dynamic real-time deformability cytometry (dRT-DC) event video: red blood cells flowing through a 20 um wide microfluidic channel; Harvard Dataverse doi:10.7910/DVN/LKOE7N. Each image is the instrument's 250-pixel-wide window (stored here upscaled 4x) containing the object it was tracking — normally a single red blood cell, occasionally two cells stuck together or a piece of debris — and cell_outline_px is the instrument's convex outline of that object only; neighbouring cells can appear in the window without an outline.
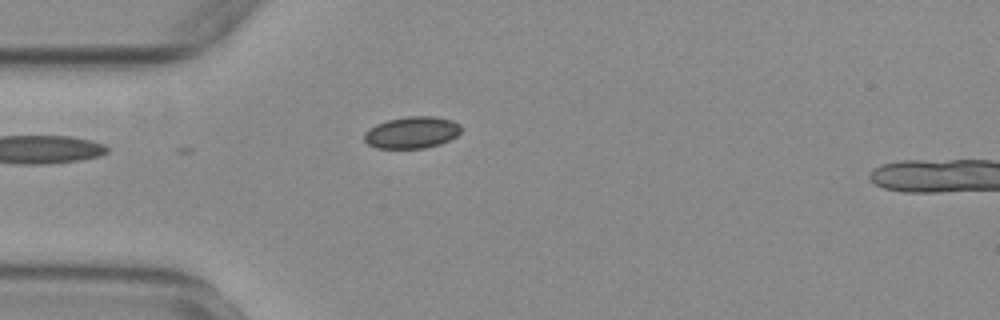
{"species": "common noctule bat (a hibernating species)", "species_latin": "Nyctalus noctula", "temperature_condition": "warm", "stored_images_in_passage": 4, "camera_frame_rate_fps": 3000, "um_per_image_px": 0.085, "animal": {"sex": "female", "body_mass_g": 29.2, "forearm_length_mm": 56.3}, "frame": {"image": 1, "passage_image": 4, "time_ms": 1.0, "image_size_px": [1000, 320], "cell_outline_px": [[460, 132], [456, 136], [440, 144], [424, 148], [376, 148], [368, 144], [364, 140], [364, 132], [368, 128], [376, 124], [388, 120], [408, 116], [436, 116], [452, 120], [460, 124]], "centroid_in_image_um": [34.99, 11.25], "position_along_channel_um": 50.0, "area_um2": 17.98}}